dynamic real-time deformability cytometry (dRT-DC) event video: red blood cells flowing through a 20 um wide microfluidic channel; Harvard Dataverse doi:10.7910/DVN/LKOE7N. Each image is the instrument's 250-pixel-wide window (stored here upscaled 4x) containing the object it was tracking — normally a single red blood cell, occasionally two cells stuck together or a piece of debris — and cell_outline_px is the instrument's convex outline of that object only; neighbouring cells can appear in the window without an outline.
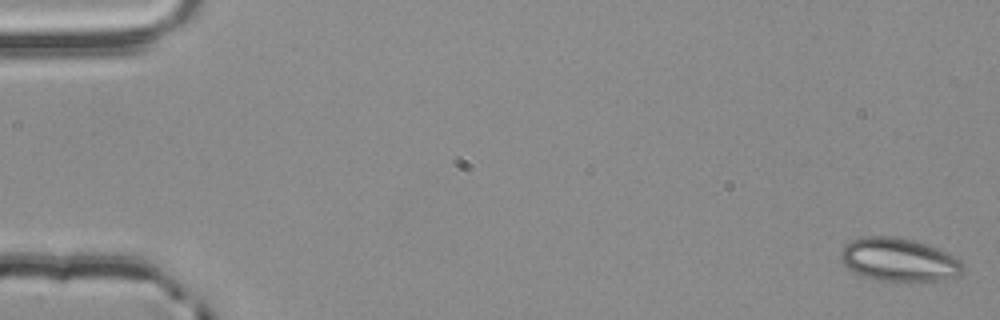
{"species": "common noctule bat (a hibernating species)", "species_latin": "Nyctalus noctula", "temperature_condition": "room temperature", "stored_images_in_passage": 3, "camera_frame_rate_fps": 3000, "um_per_image_px": 0.085, "animal": {"sex": "male", "body_mass_g": 20.4}, "frame": {"image": 1, "passage_image": 1, "time_ms": 0.0, "image_size_px": [1000, 320], "cell_outline_px": [[964, 272], [956, 276], [940, 280], [880, 280], [860, 276], [848, 268], [840, 260], [840, 252], [844, 244], [860, 236], [892, 236], [912, 240], [936, 248], [960, 260], [964, 264]], "centroid_in_image_um": [76.35, 22.07], "position_along_channel_um": 8.7, "area_um2": 30.58}}